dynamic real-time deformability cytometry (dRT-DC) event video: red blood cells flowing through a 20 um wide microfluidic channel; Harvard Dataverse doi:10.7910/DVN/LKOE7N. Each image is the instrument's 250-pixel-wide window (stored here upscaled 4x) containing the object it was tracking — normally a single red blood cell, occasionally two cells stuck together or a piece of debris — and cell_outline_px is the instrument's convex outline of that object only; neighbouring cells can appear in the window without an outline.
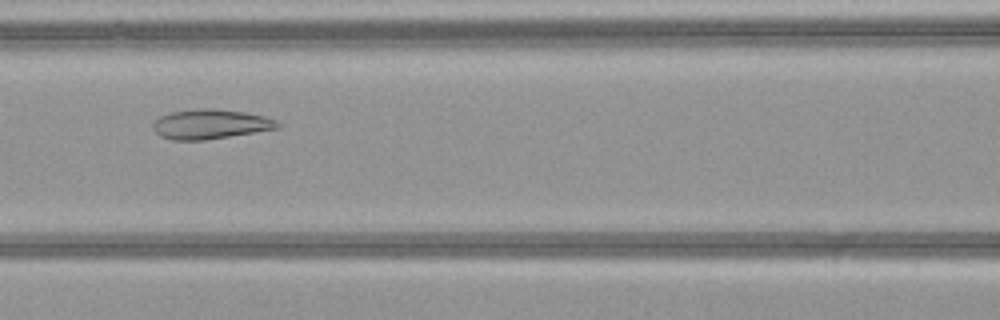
{"species": "common noctule bat (a hibernating species)", "species_latin": "Nyctalus noctula", "temperature_condition": "warm", "stored_images_in_passage": 48, "camera_frame_rate_fps": 3000, "um_per_image_px": 0.085, "animal": {"sex": "female", "body_mass_g": 21.9}, "frame": {"image": 1, "passage_image": 21, "time_ms": 6.667, "image_size_px": [1000, 320], "cell_outline_px": [[280, 128], [204, 140], [172, 140], [160, 136], [152, 128], [152, 124], [160, 116], [172, 112], [200, 108], [212, 108], [244, 112], [264, 116], [276, 120], [280, 124]], "centroid_in_image_um": [17.88, 10.55], "position_along_channel_um": 148.7, "area_um2": 21.44}}
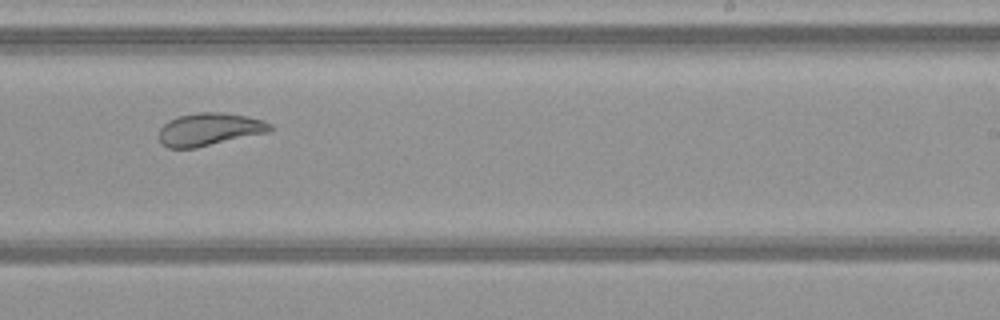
{"frame": {"image": 2, "passage_image": 30, "time_ms": 9.667, "image_size_px": [1000, 320], "cell_outline_px": [[272, 132], [196, 148], [168, 148], [160, 144], [160, 128], [168, 120], [180, 116], [200, 112], [224, 112], [248, 116], [264, 120], [272, 124]], "centroid_in_image_um": [17.85, 11.0], "position_along_channel_um": 271.1, "area_um2": 21.5}}
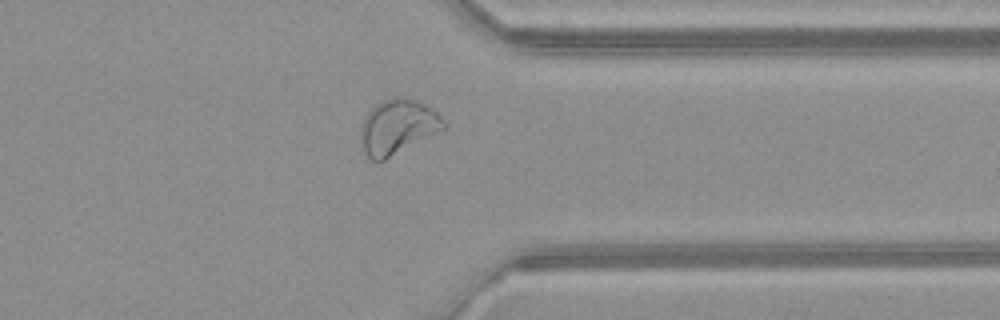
{"frame": {"image": 3, "passage_image": 38, "time_ms": 12.333, "image_size_px": [1000, 320], "cell_outline_px": [[444, 128], [384, 160], [372, 160], [364, 152], [360, 136], [364, 116], [376, 104], [384, 100], [396, 96], [400, 96], [412, 100], [436, 112], [444, 120]], "centroid_in_image_um": [33.74, 10.78], "position_along_channel_um": 377.7, "area_um2": 25.55}, "authors_computed_cell_mechanics": {"area_um2": 27.9174, "velocity_mm_per_s": 4.0969, "shape_relaxation_time_tau1_ms": null, "shape_relaxation_time_tau2_ms": 1.132, "deformation_change_tau1": null, "deformation_change_tau2": 0.064}}